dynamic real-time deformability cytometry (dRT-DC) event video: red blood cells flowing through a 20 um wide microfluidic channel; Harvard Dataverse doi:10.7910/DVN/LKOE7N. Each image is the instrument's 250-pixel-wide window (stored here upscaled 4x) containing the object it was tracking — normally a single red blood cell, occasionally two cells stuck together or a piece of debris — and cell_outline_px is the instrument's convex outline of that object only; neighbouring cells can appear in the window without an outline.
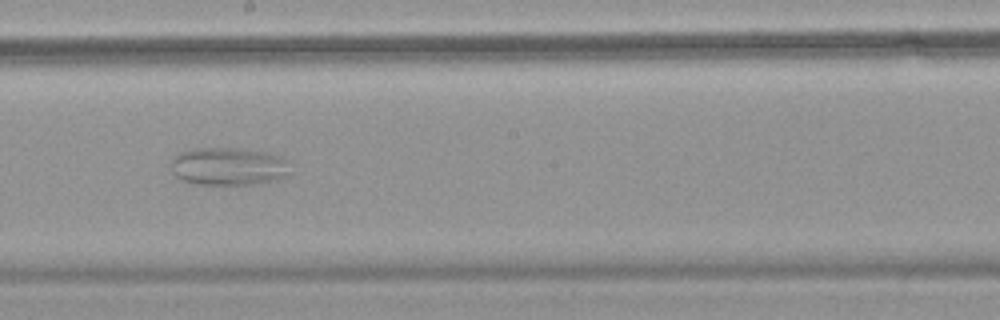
{"species": "common noctule bat (a hibernating species)", "species_latin": "Nyctalus noctula", "temperature_condition": "warm", "stored_images_in_passage": 58, "camera_frame_rate_fps": 3000, "um_per_image_px": 0.085, "animal": {"sex": "female", "body_mass_g": 18.4}, "frame": {"image": 1, "passage_image": 34, "time_ms": 11.0, "image_size_px": [1000, 320], "cell_outline_px": [[292, 172], [276, 180], [260, 184], [196, 184], [180, 180], [172, 172], [172, 156], [180, 152], [192, 148], [244, 148], [268, 152], [280, 156], [284, 160]], "centroid_in_image_um": [19.41, 14.13], "position_along_channel_um": 228.8, "area_um2": 26.65}}
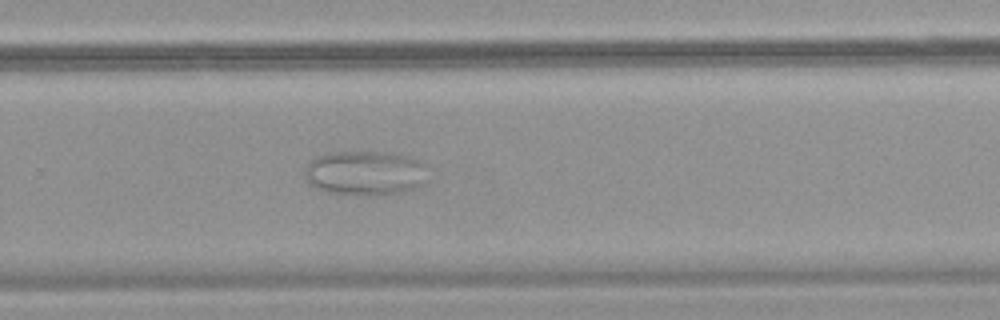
{"frame": {"image": 2, "passage_image": 40, "time_ms": 13.0, "image_size_px": [1000, 320], "cell_outline_px": [[420, 184], [412, 188], [400, 192], [380, 196], [360, 196], [324, 192], [308, 184], [304, 176], [304, 168], [316, 156], [332, 152], [392, 152], [420, 160]], "centroid_in_image_um": [30.87, 14.72], "position_along_channel_um": 298.9, "area_um2": 31.67}}
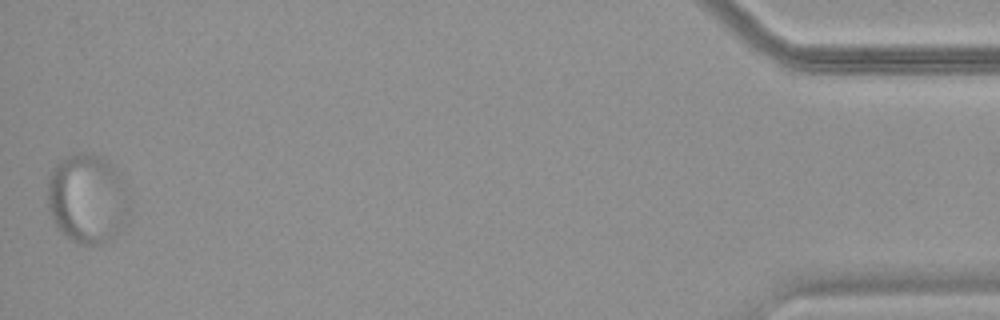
{"frame": {"image": 3, "passage_image": 58, "time_ms": 19.0, "image_size_px": [1000, 320], "cell_outline_px": [[128, 224], [108, 240], [100, 244], [80, 244], [72, 240], [56, 224], [48, 208], [48, 180], [52, 168], [60, 160], [72, 152], [80, 152], [104, 156], [128, 176]], "centroid_in_image_um": [7.51, 16.81], "position_along_channel_um": 427.7, "area_um2": 43.75}}